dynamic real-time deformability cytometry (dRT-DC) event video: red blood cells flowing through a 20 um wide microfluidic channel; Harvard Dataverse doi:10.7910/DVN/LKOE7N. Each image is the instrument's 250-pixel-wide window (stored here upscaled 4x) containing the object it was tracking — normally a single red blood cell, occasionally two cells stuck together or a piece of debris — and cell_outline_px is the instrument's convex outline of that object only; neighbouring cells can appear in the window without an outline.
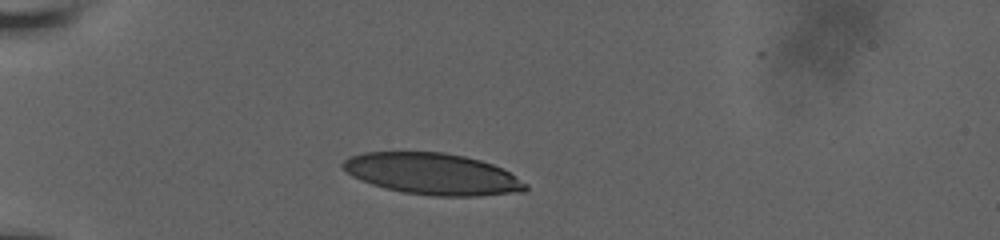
{"species": "human", "species_latin": "Homo sapiens", "temperature_condition": "room temperature", "stored_images_in_passage": 33, "camera_frame_rate_fps": 3000, "um_per_image_px": 0.085, "donor": {"sex": "male"}, "frame": {"image": 1, "passage_image": 1, "time_ms": 0.0, "image_size_px": [1000, 240], "cell_outline_px": [[528, 188], [524, 192], [480, 196], [432, 196], [404, 192], [384, 188], [360, 180], [352, 176], [340, 164], [344, 160], [352, 156], [364, 152], [444, 152], [464, 156], [480, 160], [504, 168], [528, 184]], "centroid_in_image_um": [36.81, 14.79], "position_along_channel_um": 48.2, "area_um2": 44.27}}
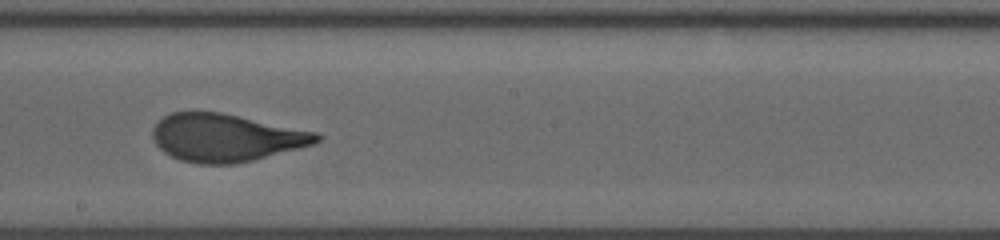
{"frame": {"image": 2, "passage_image": 18, "time_ms": 5.667, "image_size_px": [1000, 240], "cell_outline_px": [[320, 140], [316, 144], [236, 164], [196, 164], [180, 160], [164, 152], [152, 140], [152, 128], [164, 116], [172, 112], [220, 112], [316, 132], [320, 136]], "centroid_in_image_um": [19.17, 11.71], "position_along_channel_um": 229.0, "area_um2": 45.43}}
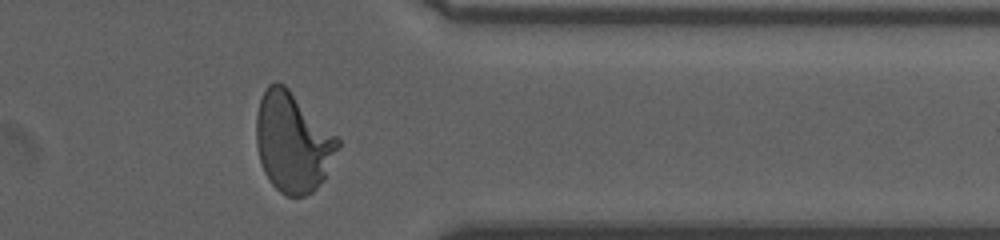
{"frame": {"image": 3, "passage_image": 31, "time_ms": 10.0, "image_size_px": [1000, 240], "cell_outline_px": [[340, 144], [324, 180], [312, 192], [304, 196], [284, 196], [268, 180], [264, 172], [260, 160], [256, 144], [256, 116], [260, 100], [268, 84], [276, 80], [284, 84], [340, 140]], "centroid_in_image_um": [24.86, 12.11], "position_along_channel_um": 386.5, "area_um2": 47.16}, "authors_computed_cell_mechanics": {"area_um2": 46.1822, "velocity_mm_per_s": 3.7844, "shape_relaxation_time_tau1_ms": 5.5588, "shape_relaxation_time_tau2_ms": null, "deformation_change_tau1": 0.2309, "deformation_change_tau2": null}}